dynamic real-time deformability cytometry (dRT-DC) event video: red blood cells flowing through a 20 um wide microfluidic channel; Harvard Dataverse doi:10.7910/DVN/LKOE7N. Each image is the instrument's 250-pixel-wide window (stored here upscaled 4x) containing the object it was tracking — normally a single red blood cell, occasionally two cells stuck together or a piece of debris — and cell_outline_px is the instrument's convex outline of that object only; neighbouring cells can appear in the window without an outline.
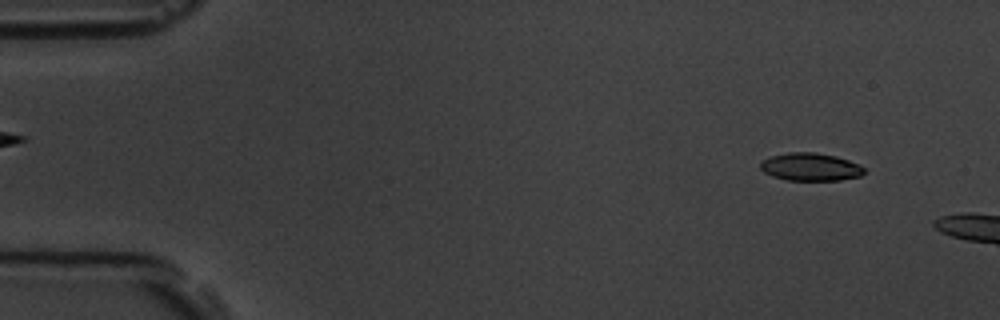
{"species": "common noctule bat (a hibernating species)", "species_latin": "Nyctalus noctula", "temperature_condition": "room temperature", "stored_images_in_passage": 5, "camera_frame_rate_fps": 3000, "um_per_image_px": 0.085, "animal": {"sex": "male", "body_mass_g": 19.5, "forearm_length_mm": 54.6}, "frame": {"image": 1, "passage_image": 1, "time_ms": 0.0, "image_size_px": [1000, 320], "cell_outline_px": [[864, 172], [860, 176], [840, 180], [788, 180], [772, 176], [764, 172], [760, 168], [760, 164], [764, 160], [772, 156], [788, 152], [816, 152], [836, 156], [848, 160], [864, 168]], "centroid_in_image_um": [68.88, 14.18], "position_along_channel_um": 16.1, "area_um2": 16.65}}
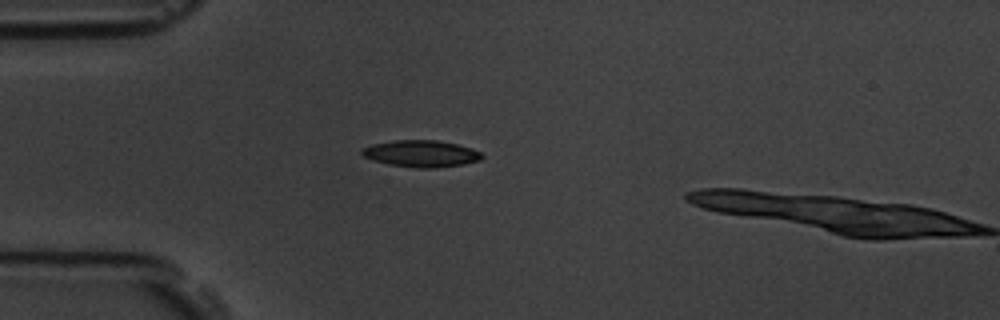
{"frame": {"image": 2, "passage_image": 4, "time_ms": 3.333, "image_size_px": [1000, 320], "cell_outline_px": [[484, 156], [480, 160], [464, 164], [432, 168], [420, 168], [388, 164], [372, 160], [364, 156], [360, 152], [360, 148], [372, 144], [396, 140], [436, 140], [456, 144], [472, 148], [480, 152]], "centroid_in_image_um": [35.78, 13.05], "position_along_channel_um": 49.2, "area_um2": 18.67}}